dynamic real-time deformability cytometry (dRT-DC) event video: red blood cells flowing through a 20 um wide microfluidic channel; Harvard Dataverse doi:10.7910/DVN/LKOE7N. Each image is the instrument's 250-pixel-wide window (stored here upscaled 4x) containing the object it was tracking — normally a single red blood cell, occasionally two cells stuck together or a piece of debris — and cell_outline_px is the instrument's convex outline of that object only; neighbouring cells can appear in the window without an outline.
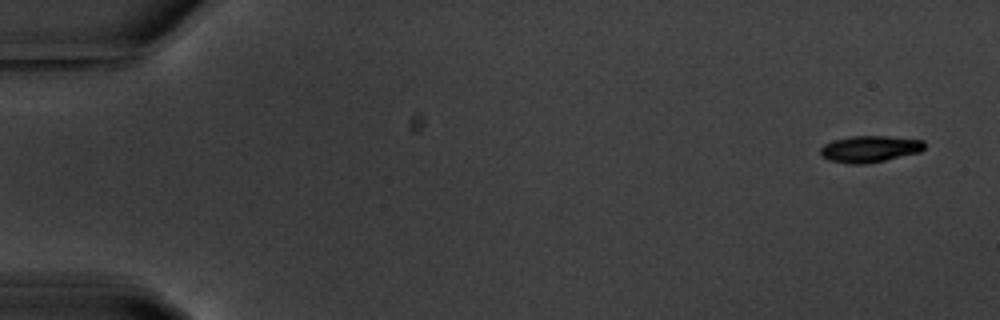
{"species": "common noctule bat (a hibernating species)", "species_latin": "Nyctalus noctula", "temperature_condition": "warm", "stored_images_in_passage": 5, "segment_of_instrument_passage": [1, 2], "camera_frame_rate_fps": 3000, "um_per_image_px": 0.085, "animal": {"sex": "male", "body_mass_g": 20.1, "forearm_length_mm": 53.5}, "frame": {"image": 1, "passage_image": 1, "time_ms": 0.0, "image_size_px": [1000, 320], "cell_outline_px": [[924, 148], [920, 152], [868, 164], [848, 164], [828, 160], [820, 152], [820, 148], [824, 144], [832, 140], [852, 136], [884, 136], [924, 140]], "centroid_in_image_um": [73.91, 12.66], "position_along_channel_um": 11.1, "area_um2": 16.13}}
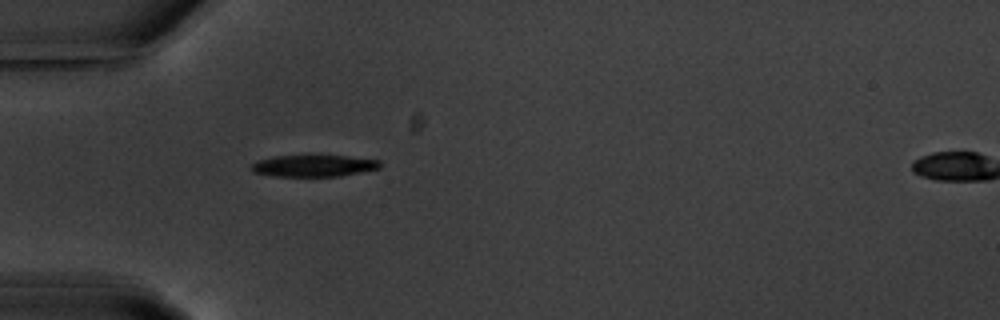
{"frame": {"image": 2, "passage_image": 4, "time_ms": 5.0, "image_size_px": [1000, 320], "cell_outline_px": [[380, 168], [340, 176], [272, 176], [252, 172], [248, 168], [256, 160], [276, 156], [348, 156], [380, 160]], "centroid_in_image_um": [26.61, 14.09], "position_along_channel_um": 58.4, "area_um2": 16.24}}